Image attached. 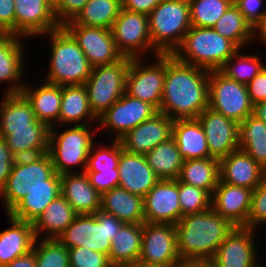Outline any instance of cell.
I'll list each match as a JSON object with an SVG mask.
<instances>
[{
    "instance_id": "obj_1",
    "label": "cell",
    "mask_w": 266,
    "mask_h": 267,
    "mask_svg": "<svg viewBox=\"0 0 266 267\" xmlns=\"http://www.w3.org/2000/svg\"><path fill=\"white\" fill-rule=\"evenodd\" d=\"M210 71L166 54V70L159 112L172 120L197 119L208 107Z\"/></svg>"
},
{
    "instance_id": "obj_2",
    "label": "cell",
    "mask_w": 266,
    "mask_h": 267,
    "mask_svg": "<svg viewBox=\"0 0 266 267\" xmlns=\"http://www.w3.org/2000/svg\"><path fill=\"white\" fill-rule=\"evenodd\" d=\"M175 227L181 259H212L235 226L210 208L181 217Z\"/></svg>"
},
{
    "instance_id": "obj_3",
    "label": "cell",
    "mask_w": 266,
    "mask_h": 267,
    "mask_svg": "<svg viewBox=\"0 0 266 267\" xmlns=\"http://www.w3.org/2000/svg\"><path fill=\"white\" fill-rule=\"evenodd\" d=\"M46 35L50 37L51 55L44 81L60 86L84 85L92 66L73 37L62 26Z\"/></svg>"
},
{
    "instance_id": "obj_4",
    "label": "cell",
    "mask_w": 266,
    "mask_h": 267,
    "mask_svg": "<svg viewBox=\"0 0 266 267\" xmlns=\"http://www.w3.org/2000/svg\"><path fill=\"white\" fill-rule=\"evenodd\" d=\"M237 51L239 48L213 27L192 26L173 55L181 62L213 71L220 70Z\"/></svg>"
},
{
    "instance_id": "obj_5",
    "label": "cell",
    "mask_w": 266,
    "mask_h": 267,
    "mask_svg": "<svg viewBox=\"0 0 266 267\" xmlns=\"http://www.w3.org/2000/svg\"><path fill=\"white\" fill-rule=\"evenodd\" d=\"M124 224L102 210L79 214L57 239L68 249L82 246L108 256L111 242Z\"/></svg>"
},
{
    "instance_id": "obj_6",
    "label": "cell",
    "mask_w": 266,
    "mask_h": 267,
    "mask_svg": "<svg viewBox=\"0 0 266 267\" xmlns=\"http://www.w3.org/2000/svg\"><path fill=\"white\" fill-rule=\"evenodd\" d=\"M152 46L173 54L192 27L188 0H163L148 15Z\"/></svg>"
},
{
    "instance_id": "obj_7",
    "label": "cell",
    "mask_w": 266,
    "mask_h": 267,
    "mask_svg": "<svg viewBox=\"0 0 266 267\" xmlns=\"http://www.w3.org/2000/svg\"><path fill=\"white\" fill-rule=\"evenodd\" d=\"M92 125H72L73 127L68 126L60 132L56 126L50 127L48 154L58 175L85 172L93 138L98 133L97 128L91 131ZM77 166H82L83 169L77 171Z\"/></svg>"
},
{
    "instance_id": "obj_8",
    "label": "cell",
    "mask_w": 266,
    "mask_h": 267,
    "mask_svg": "<svg viewBox=\"0 0 266 267\" xmlns=\"http://www.w3.org/2000/svg\"><path fill=\"white\" fill-rule=\"evenodd\" d=\"M55 173L48 153L17 158L5 186L0 191L7 214L25 195L36 187H49V178Z\"/></svg>"
},
{
    "instance_id": "obj_9",
    "label": "cell",
    "mask_w": 266,
    "mask_h": 267,
    "mask_svg": "<svg viewBox=\"0 0 266 267\" xmlns=\"http://www.w3.org/2000/svg\"><path fill=\"white\" fill-rule=\"evenodd\" d=\"M131 59L123 57L113 64L92 67L84 86L91 111L97 119L126 92Z\"/></svg>"
},
{
    "instance_id": "obj_10",
    "label": "cell",
    "mask_w": 266,
    "mask_h": 267,
    "mask_svg": "<svg viewBox=\"0 0 266 267\" xmlns=\"http://www.w3.org/2000/svg\"><path fill=\"white\" fill-rule=\"evenodd\" d=\"M208 107L238 123L253 114L247 85L228 78L220 70L210 71Z\"/></svg>"
},
{
    "instance_id": "obj_11",
    "label": "cell",
    "mask_w": 266,
    "mask_h": 267,
    "mask_svg": "<svg viewBox=\"0 0 266 267\" xmlns=\"http://www.w3.org/2000/svg\"><path fill=\"white\" fill-rule=\"evenodd\" d=\"M111 33L116 47L124 57L144 58L148 52L160 55L152 46L148 15L122 8L115 19Z\"/></svg>"
},
{
    "instance_id": "obj_12",
    "label": "cell",
    "mask_w": 266,
    "mask_h": 267,
    "mask_svg": "<svg viewBox=\"0 0 266 267\" xmlns=\"http://www.w3.org/2000/svg\"><path fill=\"white\" fill-rule=\"evenodd\" d=\"M153 57L156 60L152 64L149 63L150 65L144 63L142 58L131 59L126 77V93L153 105L159 111L166 70V54Z\"/></svg>"
},
{
    "instance_id": "obj_13",
    "label": "cell",
    "mask_w": 266,
    "mask_h": 267,
    "mask_svg": "<svg viewBox=\"0 0 266 267\" xmlns=\"http://www.w3.org/2000/svg\"><path fill=\"white\" fill-rule=\"evenodd\" d=\"M157 112L158 110L153 105L129 96L125 92L98 118L97 131L99 132L101 128H107L109 129L107 134H112L110 138L119 140L128 131L148 120Z\"/></svg>"
},
{
    "instance_id": "obj_14",
    "label": "cell",
    "mask_w": 266,
    "mask_h": 267,
    "mask_svg": "<svg viewBox=\"0 0 266 267\" xmlns=\"http://www.w3.org/2000/svg\"><path fill=\"white\" fill-rule=\"evenodd\" d=\"M180 259L175 225L144 222L138 261L147 265L174 267Z\"/></svg>"
},
{
    "instance_id": "obj_15",
    "label": "cell",
    "mask_w": 266,
    "mask_h": 267,
    "mask_svg": "<svg viewBox=\"0 0 266 267\" xmlns=\"http://www.w3.org/2000/svg\"><path fill=\"white\" fill-rule=\"evenodd\" d=\"M62 27L73 37L92 67L113 64L124 57L116 47L111 29L78 25L73 20Z\"/></svg>"
},
{
    "instance_id": "obj_16",
    "label": "cell",
    "mask_w": 266,
    "mask_h": 267,
    "mask_svg": "<svg viewBox=\"0 0 266 267\" xmlns=\"http://www.w3.org/2000/svg\"><path fill=\"white\" fill-rule=\"evenodd\" d=\"M255 229L235 226L219 245L212 261L216 267H262L257 260ZM259 264V265H258ZM261 265V266H260Z\"/></svg>"
},
{
    "instance_id": "obj_17",
    "label": "cell",
    "mask_w": 266,
    "mask_h": 267,
    "mask_svg": "<svg viewBox=\"0 0 266 267\" xmlns=\"http://www.w3.org/2000/svg\"><path fill=\"white\" fill-rule=\"evenodd\" d=\"M15 35L41 36L60 27L55 18L53 0H14ZM26 36V37H25Z\"/></svg>"
},
{
    "instance_id": "obj_18",
    "label": "cell",
    "mask_w": 266,
    "mask_h": 267,
    "mask_svg": "<svg viewBox=\"0 0 266 267\" xmlns=\"http://www.w3.org/2000/svg\"><path fill=\"white\" fill-rule=\"evenodd\" d=\"M145 222L175 225L182 217L179 181L160 179L143 197Z\"/></svg>"
},
{
    "instance_id": "obj_19",
    "label": "cell",
    "mask_w": 266,
    "mask_h": 267,
    "mask_svg": "<svg viewBox=\"0 0 266 267\" xmlns=\"http://www.w3.org/2000/svg\"><path fill=\"white\" fill-rule=\"evenodd\" d=\"M205 132L210 156L218 160L239 149L238 122L207 107L197 117Z\"/></svg>"
},
{
    "instance_id": "obj_20",
    "label": "cell",
    "mask_w": 266,
    "mask_h": 267,
    "mask_svg": "<svg viewBox=\"0 0 266 267\" xmlns=\"http://www.w3.org/2000/svg\"><path fill=\"white\" fill-rule=\"evenodd\" d=\"M173 122L162 112L155 113L151 118L139 124L121 137L123 149L129 153L146 155L158 144L172 137Z\"/></svg>"
},
{
    "instance_id": "obj_21",
    "label": "cell",
    "mask_w": 266,
    "mask_h": 267,
    "mask_svg": "<svg viewBox=\"0 0 266 267\" xmlns=\"http://www.w3.org/2000/svg\"><path fill=\"white\" fill-rule=\"evenodd\" d=\"M252 191L219 180L212 193L211 208L234 226L248 227Z\"/></svg>"
},
{
    "instance_id": "obj_22",
    "label": "cell",
    "mask_w": 266,
    "mask_h": 267,
    "mask_svg": "<svg viewBox=\"0 0 266 267\" xmlns=\"http://www.w3.org/2000/svg\"><path fill=\"white\" fill-rule=\"evenodd\" d=\"M220 181L254 190L266 175V170L252 157L238 149L219 160Z\"/></svg>"
},
{
    "instance_id": "obj_23",
    "label": "cell",
    "mask_w": 266,
    "mask_h": 267,
    "mask_svg": "<svg viewBox=\"0 0 266 267\" xmlns=\"http://www.w3.org/2000/svg\"><path fill=\"white\" fill-rule=\"evenodd\" d=\"M23 37L3 34L0 37V82H10L4 94L21 93L24 82V45ZM21 79L23 81H21Z\"/></svg>"
},
{
    "instance_id": "obj_24",
    "label": "cell",
    "mask_w": 266,
    "mask_h": 267,
    "mask_svg": "<svg viewBox=\"0 0 266 267\" xmlns=\"http://www.w3.org/2000/svg\"><path fill=\"white\" fill-rule=\"evenodd\" d=\"M49 133L50 127L39 120L30 128L0 129V137L16 159L48 153Z\"/></svg>"
},
{
    "instance_id": "obj_25",
    "label": "cell",
    "mask_w": 266,
    "mask_h": 267,
    "mask_svg": "<svg viewBox=\"0 0 266 267\" xmlns=\"http://www.w3.org/2000/svg\"><path fill=\"white\" fill-rule=\"evenodd\" d=\"M119 185L132 194L144 197L160 180L148 165L145 155L122 150L118 162Z\"/></svg>"
},
{
    "instance_id": "obj_26",
    "label": "cell",
    "mask_w": 266,
    "mask_h": 267,
    "mask_svg": "<svg viewBox=\"0 0 266 267\" xmlns=\"http://www.w3.org/2000/svg\"><path fill=\"white\" fill-rule=\"evenodd\" d=\"M60 190L78 215L100 210L101 194L90 184L85 172L60 175Z\"/></svg>"
},
{
    "instance_id": "obj_27",
    "label": "cell",
    "mask_w": 266,
    "mask_h": 267,
    "mask_svg": "<svg viewBox=\"0 0 266 267\" xmlns=\"http://www.w3.org/2000/svg\"><path fill=\"white\" fill-rule=\"evenodd\" d=\"M10 228L0 232V267L33 250L36 236L33 223L17 220L7 214Z\"/></svg>"
},
{
    "instance_id": "obj_28",
    "label": "cell",
    "mask_w": 266,
    "mask_h": 267,
    "mask_svg": "<svg viewBox=\"0 0 266 267\" xmlns=\"http://www.w3.org/2000/svg\"><path fill=\"white\" fill-rule=\"evenodd\" d=\"M43 82L36 88L25 83L21 94L30 103L37 120L49 127L57 126L61 108V86Z\"/></svg>"
},
{
    "instance_id": "obj_29",
    "label": "cell",
    "mask_w": 266,
    "mask_h": 267,
    "mask_svg": "<svg viewBox=\"0 0 266 267\" xmlns=\"http://www.w3.org/2000/svg\"><path fill=\"white\" fill-rule=\"evenodd\" d=\"M172 137L184 161L211 158L205 132L198 119L174 120Z\"/></svg>"
},
{
    "instance_id": "obj_30",
    "label": "cell",
    "mask_w": 266,
    "mask_h": 267,
    "mask_svg": "<svg viewBox=\"0 0 266 267\" xmlns=\"http://www.w3.org/2000/svg\"><path fill=\"white\" fill-rule=\"evenodd\" d=\"M100 210L114 215L125 223L145 222L143 198L120 186L101 194Z\"/></svg>"
},
{
    "instance_id": "obj_31",
    "label": "cell",
    "mask_w": 266,
    "mask_h": 267,
    "mask_svg": "<svg viewBox=\"0 0 266 267\" xmlns=\"http://www.w3.org/2000/svg\"><path fill=\"white\" fill-rule=\"evenodd\" d=\"M96 121L98 119L91 111L85 86H61V108L57 125H89L97 123Z\"/></svg>"
},
{
    "instance_id": "obj_32",
    "label": "cell",
    "mask_w": 266,
    "mask_h": 267,
    "mask_svg": "<svg viewBox=\"0 0 266 267\" xmlns=\"http://www.w3.org/2000/svg\"><path fill=\"white\" fill-rule=\"evenodd\" d=\"M60 195V175L55 172L49 178V187H36L25 195L7 214L17 220L34 223L45 208Z\"/></svg>"
},
{
    "instance_id": "obj_33",
    "label": "cell",
    "mask_w": 266,
    "mask_h": 267,
    "mask_svg": "<svg viewBox=\"0 0 266 267\" xmlns=\"http://www.w3.org/2000/svg\"><path fill=\"white\" fill-rule=\"evenodd\" d=\"M78 214L73 207L60 195L54 199L33 223L35 236L41 239H57L74 221ZM42 232V233H41Z\"/></svg>"
},
{
    "instance_id": "obj_34",
    "label": "cell",
    "mask_w": 266,
    "mask_h": 267,
    "mask_svg": "<svg viewBox=\"0 0 266 267\" xmlns=\"http://www.w3.org/2000/svg\"><path fill=\"white\" fill-rule=\"evenodd\" d=\"M143 237V224L125 223L111 242L108 254L114 267L139 260Z\"/></svg>"
},
{
    "instance_id": "obj_35",
    "label": "cell",
    "mask_w": 266,
    "mask_h": 267,
    "mask_svg": "<svg viewBox=\"0 0 266 267\" xmlns=\"http://www.w3.org/2000/svg\"><path fill=\"white\" fill-rule=\"evenodd\" d=\"M177 180L212 195L220 180L219 160L211 157L183 161Z\"/></svg>"
},
{
    "instance_id": "obj_36",
    "label": "cell",
    "mask_w": 266,
    "mask_h": 267,
    "mask_svg": "<svg viewBox=\"0 0 266 267\" xmlns=\"http://www.w3.org/2000/svg\"><path fill=\"white\" fill-rule=\"evenodd\" d=\"M238 146L266 170V124L254 115L238 124Z\"/></svg>"
},
{
    "instance_id": "obj_37",
    "label": "cell",
    "mask_w": 266,
    "mask_h": 267,
    "mask_svg": "<svg viewBox=\"0 0 266 267\" xmlns=\"http://www.w3.org/2000/svg\"><path fill=\"white\" fill-rule=\"evenodd\" d=\"M145 157L157 177L164 180H176L184 161L173 137L158 144Z\"/></svg>"
},
{
    "instance_id": "obj_38",
    "label": "cell",
    "mask_w": 266,
    "mask_h": 267,
    "mask_svg": "<svg viewBox=\"0 0 266 267\" xmlns=\"http://www.w3.org/2000/svg\"><path fill=\"white\" fill-rule=\"evenodd\" d=\"M0 103V129L30 128L37 118L30 103L21 94H3Z\"/></svg>"
},
{
    "instance_id": "obj_39",
    "label": "cell",
    "mask_w": 266,
    "mask_h": 267,
    "mask_svg": "<svg viewBox=\"0 0 266 267\" xmlns=\"http://www.w3.org/2000/svg\"><path fill=\"white\" fill-rule=\"evenodd\" d=\"M213 29L221 36L229 39L241 50L250 41L254 42L253 27L234 3L219 18Z\"/></svg>"
},
{
    "instance_id": "obj_40",
    "label": "cell",
    "mask_w": 266,
    "mask_h": 267,
    "mask_svg": "<svg viewBox=\"0 0 266 267\" xmlns=\"http://www.w3.org/2000/svg\"><path fill=\"white\" fill-rule=\"evenodd\" d=\"M122 9V0H88L73 20L78 25L111 29Z\"/></svg>"
},
{
    "instance_id": "obj_41",
    "label": "cell",
    "mask_w": 266,
    "mask_h": 267,
    "mask_svg": "<svg viewBox=\"0 0 266 267\" xmlns=\"http://www.w3.org/2000/svg\"><path fill=\"white\" fill-rule=\"evenodd\" d=\"M237 51L228 61L225 62L220 71L234 81L248 84L256 75L264 69L266 64L261 61L258 55H242Z\"/></svg>"
},
{
    "instance_id": "obj_42",
    "label": "cell",
    "mask_w": 266,
    "mask_h": 267,
    "mask_svg": "<svg viewBox=\"0 0 266 267\" xmlns=\"http://www.w3.org/2000/svg\"><path fill=\"white\" fill-rule=\"evenodd\" d=\"M190 21L195 27H213L233 0H188Z\"/></svg>"
},
{
    "instance_id": "obj_43",
    "label": "cell",
    "mask_w": 266,
    "mask_h": 267,
    "mask_svg": "<svg viewBox=\"0 0 266 267\" xmlns=\"http://www.w3.org/2000/svg\"><path fill=\"white\" fill-rule=\"evenodd\" d=\"M110 141V147L105 144L101 145L100 142L97 147V142L93 143L88 154L85 172H114V168H118L123 147L120 140L111 139Z\"/></svg>"
},
{
    "instance_id": "obj_44",
    "label": "cell",
    "mask_w": 266,
    "mask_h": 267,
    "mask_svg": "<svg viewBox=\"0 0 266 267\" xmlns=\"http://www.w3.org/2000/svg\"><path fill=\"white\" fill-rule=\"evenodd\" d=\"M38 240L32 250L37 267H70L68 248L58 239Z\"/></svg>"
},
{
    "instance_id": "obj_45",
    "label": "cell",
    "mask_w": 266,
    "mask_h": 267,
    "mask_svg": "<svg viewBox=\"0 0 266 267\" xmlns=\"http://www.w3.org/2000/svg\"><path fill=\"white\" fill-rule=\"evenodd\" d=\"M211 199L212 195L208 191L179 181V203L182 217L210 209Z\"/></svg>"
},
{
    "instance_id": "obj_46",
    "label": "cell",
    "mask_w": 266,
    "mask_h": 267,
    "mask_svg": "<svg viewBox=\"0 0 266 267\" xmlns=\"http://www.w3.org/2000/svg\"><path fill=\"white\" fill-rule=\"evenodd\" d=\"M70 267H114L109 257L85 247L68 249Z\"/></svg>"
},
{
    "instance_id": "obj_47",
    "label": "cell",
    "mask_w": 266,
    "mask_h": 267,
    "mask_svg": "<svg viewBox=\"0 0 266 267\" xmlns=\"http://www.w3.org/2000/svg\"><path fill=\"white\" fill-rule=\"evenodd\" d=\"M263 223H266V175L262 182L252 191L248 228L256 230Z\"/></svg>"
},
{
    "instance_id": "obj_48",
    "label": "cell",
    "mask_w": 266,
    "mask_h": 267,
    "mask_svg": "<svg viewBox=\"0 0 266 267\" xmlns=\"http://www.w3.org/2000/svg\"><path fill=\"white\" fill-rule=\"evenodd\" d=\"M87 2L88 0H54V12L58 24L63 26L74 20Z\"/></svg>"
},
{
    "instance_id": "obj_49",
    "label": "cell",
    "mask_w": 266,
    "mask_h": 267,
    "mask_svg": "<svg viewBox=\"0 0 266 267\" xmlns=\"http://www.w3.org/2000/svg\"><path fill=\"white\" fill-rule=\"evenodd\" d=\"M233 3L252 27L266 16V9L263 10L261 7L264 3L263 0H233Z\"/></svg>"
},
{
    "instance_id": "obj_50",
    "label": "cell",
    "mask_w": 266,
    "mask_h": 267,
    "mask_svg": "<svg viewBox=\"0 0 266 267\" xmlns=\"http://www.w3.org/2000/svg\"><path fill=\"white\" fill-rule=\"evenodd\" d=\"M90 180V184L103 194L119 185V171L114 168V172H85Z\"/></svg>"
},
{
    "instance_id": "obj_51",
    "label": "cell",
    "mask_w": 266,
    "mask_h": 267,
    "mask_svg": "<svg viewBox=\"0 0 266 267\" xmlns=\"http://www.w3.org/2000/svg\"><path fill=\"white\" fill-rule=\"evenodd\" d=\"M0 30L15 35L14 0H0Z\"/></svg>"
},
{
    "instance_id": "obj_52",
    "label": "cell",
    "mask_w": 266,
    "mask_h": 267,
    "mask_svg": "<svg viewBox=\"0 0 266 267\" xmlns=\"http://www.w3.org/2000/svg\"><path fill=\"white\" fill-rule=\"evenodd\" d=\"M247 90L253 105L266 100V66L247 84Z\"/></svg>"
},
{
    "instance_id": "obj_53",
    "label": "cell",
    "mask_w": 266,
    "mask_h": 267,
    "mask_svg": "<svg viewBox=\"0 0 266 267\" xmlns=\"http://www.w3.org/2000/svg\"><path fill=\"white\" fill-rule=\"evenodd\" d=\"M15 159L5 140L0 137V191L6 184Z\"/></svg>"
},
{
    "instance_id": "obj_54",
    "label": "cell",
    "mask_w": 266,
    "mask_h": 267,
    "mask_svg": "<svg viewBox=\"0 0 266 267\" xmlns=\"http://www.w3.org/2000/svg\"><path fill=\"white\" fill-rule=\"evenodd\" d=\"M163 0H122V8L149 15L152 10Z\"/></svg>"
},
{
    "instance_id": "obj_55",
    "label": "cell",
    "mask_w": 266,
    "mask_h": 267,
    "mask_svg": "<svg viewBox=\"0 0 266 267\" xmlns=\"http://www.w3.org/2000/svg\"><path fill=\"white\" fill-rule=\"evenodd\" d=\"M174 267H216L212 259H180Z\"/></svg>"
},
{
    "instance_id": "obj_56",
    "label": "cell",
    "mask_w": 266,
    "mask_h": 267,
    "mask_svg": "<svg viewBox=\"0 0 266 267\" xmlns=\"http://www.w3.org/2000/svg\"><path fill=\"white\" fill-rule=\"evenodd\" d=\"M4 267H37L35 255L31 251L27 255L14 259L11 263Z\"/></svg>"
},
{
    "instance_id": "obj_57",
    "label": "cell",
    "mask_w": 266,
    "mask_h": 267,
    "mask_svg": "<svg viewBox=\"0 0 266 267\" xmlns=\"http://www.w3.org/2000/svg\"><path fill=\"white\" fill-rule=\"evenodd\" d=\"M253 36L258 38L266 46V16L253 27ZM259 31V32H258Z\"/></svg>"
},
{
    "instance_id": "obj_58",
    "label": "cell",
    "mask_w": 266,
    "mask_h": 267,
    "mask_svg": "<svg viewBox=\"0 0 266 267\" xmlns=\"http://www.w3.org/2000/svg\"><path fill=\"white\" fill-rule=\"evenodd\" d=\"M266 124V100L253 105V114Z\"/></svg>"
},
{
    "instance_id": "obj_59",
    "label": "cell",
    "mask_w": 266,
    "mask_h": 267,
    "mask_svg": "<svg viewBox=\"0 0 266 267\" xmlns=\"http://www.w3.org/2000/svg\"><path fill=\"white\" fill-rule=\"evenodd\" d=\"M121 267H162V266H159V265H147V264L141 263L139 261H136V262H133V263H130V264H126V265L121 266Z\"/></svg>"
},
{
    "instance_id": "obj_60",
    "label": "cell",
    "mask_w": 266,
    "mask_h": 267,
    "mask_svg": "<svg viewBox=\"0 0 266 267\" xmlns=\"http://www.w3.org/2000/svg\"><path fill=\"white\" fill-rule=\"evenodd\" d=\"M4 33L0 30V37L3 35Z\"/></svg>"
}]
</instances>
